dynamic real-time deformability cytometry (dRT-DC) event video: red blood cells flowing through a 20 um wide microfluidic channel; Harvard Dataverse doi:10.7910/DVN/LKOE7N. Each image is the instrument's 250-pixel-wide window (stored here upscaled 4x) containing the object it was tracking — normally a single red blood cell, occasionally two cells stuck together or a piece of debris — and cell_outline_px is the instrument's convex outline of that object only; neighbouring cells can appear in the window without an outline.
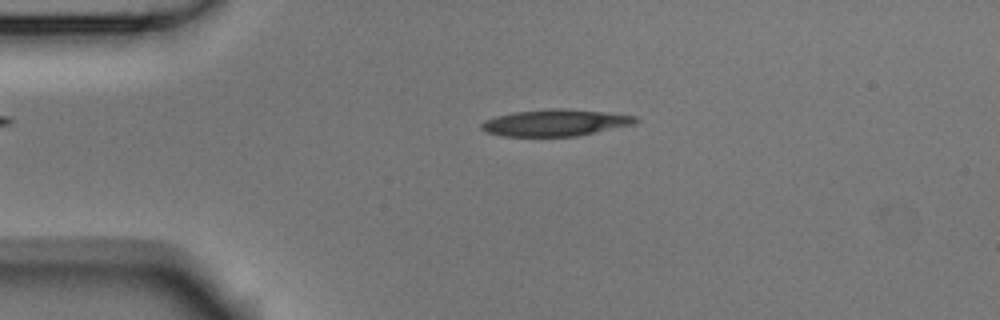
{"species": "Egyptian fruit bat (a non-hibernating species)", "species_latin": "Rousettus aegyptiacus", "temperature_condition": "room temperature", "stored_images_in_passage": 51, "camera_frame_rate_fps": 3000, "um_per_image_px": 0.085, "animal": {"sex": "male"}, "frame": {"image": 1, "passage_image": 10, "time_ms": 3.0, "image_size_px": [1000, 320], "cell_outline_px": [[640, 120], [636, 124], [576, 136], [504, 136], [488, 132], [480, 128], [480, 124], [484, 120], [496, 116], [516, 112], [552, 108], [560, 108], [608, 112], [636, 116]], "centroid_in_image_um": [47.24, 10.43], "position_along_channel_um": 37.8, "area_um2": 23.93}}
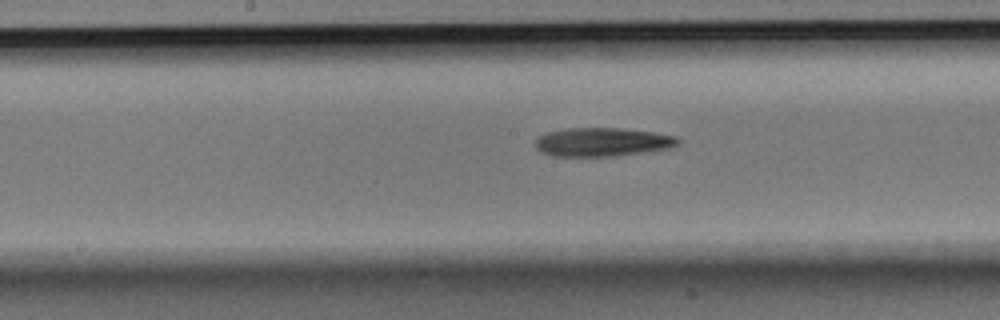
{"frame": {"image": 2, "passage_image": 25, "time_ms": 8.0, "image_size_px": [1000, 320], "cell_outline_px": [[680, 144], [668, 148], [640, 152], [608, 156], [552, 156], [540, 152], [536, 148], [536, 136], [544, 132], [564, 128], [620, 128], [652, 132], [676, 136], [680, 140]], "centroid_in_image_um": [51.12, 12.06], "position_along_channel_um": 197.1, "area_um2": 23.81}}
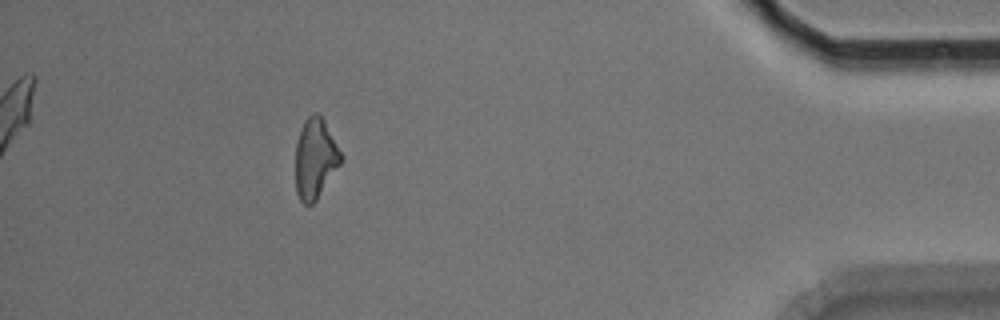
{"frame": {"image": 3, "passage_image": 46, "time_ms": 15.0, "image_size_px": [1000, 320], "cell_outline_px": [[344, 160], [316, 200], [312, 204], [304, 204], [300, 200], [296, 192], [296, 144], [304, 120], [312, 112], [316, 112], [324, 120], [344, 156]], "centroid_in_image_um": [26.82, 13.47], "position_along_channel_um": 408.4, "area_um2": 21.33}}